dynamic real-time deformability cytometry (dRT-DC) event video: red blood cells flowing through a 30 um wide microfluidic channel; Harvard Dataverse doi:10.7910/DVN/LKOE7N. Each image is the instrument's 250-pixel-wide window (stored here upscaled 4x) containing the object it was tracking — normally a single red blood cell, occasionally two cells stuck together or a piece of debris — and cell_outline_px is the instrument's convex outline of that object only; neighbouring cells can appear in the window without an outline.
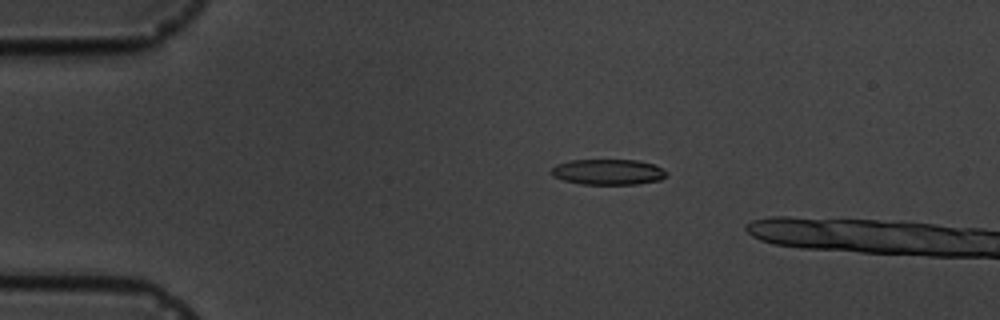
{"species": "common noctule bat (a hibernating species)", "species_latin": "Nyctalus noctula", "temperature_condition": "cold", "stored_images_in_passage": 3, "camera_frame_rate_fps": 3000, "um_per_image_px": 0.085, "animal": {"sex": "male", "body_mass_g": 19.5, "forearm_length_mm": 54.6}, "frame": {"image": 1, "passage_image": 1, "time_ms": 0.0, "image_size_px": [1000, 320], "cell_outline_px": [[668, 176], [660, 180], [636, 184], [580, 184], [564, 180], [552, 176], [552, 168], [556, 164], [572, 160], [636, 160], [656, 164], [668, 172]], "centroid_in_image_um": [51.73, 14.61], "position_along_channel_um": 33.3, "area_um2": 17.28}}